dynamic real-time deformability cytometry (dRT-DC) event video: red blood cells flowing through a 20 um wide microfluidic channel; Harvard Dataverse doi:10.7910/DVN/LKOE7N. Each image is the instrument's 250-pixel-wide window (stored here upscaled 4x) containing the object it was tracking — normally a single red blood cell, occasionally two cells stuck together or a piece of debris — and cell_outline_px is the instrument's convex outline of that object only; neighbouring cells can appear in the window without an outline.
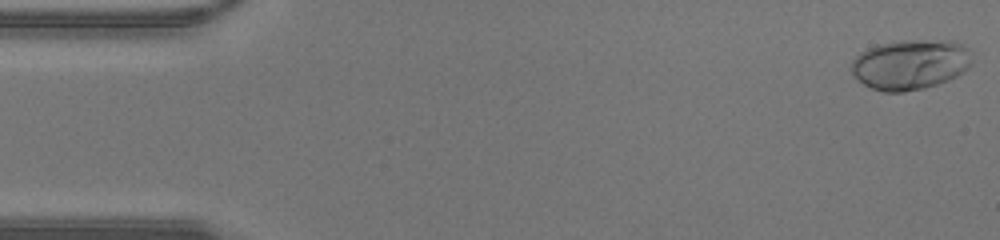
{"species": "human", "species_latin": "Homo sapiens", "temperature_condition": "warm", "stored_images_in_passage": 33, "camera_frame_rate_fps": 3000, "um_per_image_px": 0.085, "donor": {"sex": "male"}, "frame": {"image": 1, "passage_image": 1, "time_ms": 0.0, "image_size_px": [1000, 240], "cell_outline_px": [[972, 64], [968, 68], [956, 76], [948, 80], [924, 88], [904, 92], [884, 92], [872, 88], [864, 84], [848, 68], [852, 60], [860, 52], [868, 48], [880, 44], [904, 40], [952, 40], [964, 44], [972, 52]], "centroid_in_image_um": [77.4, 5.46], "position_along_channel_um": 7.6, "area_um2": 35.55}}
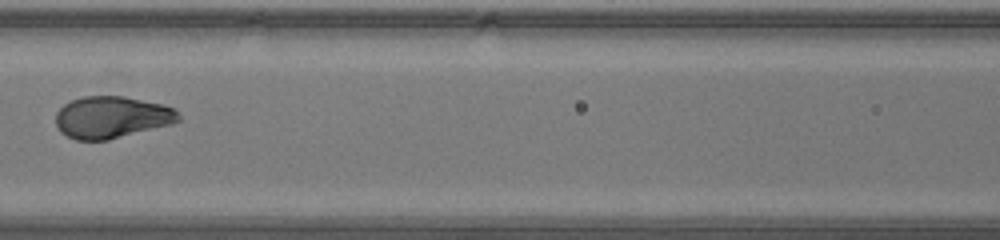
{"frame": {"image": 2, "passage_image": 19, "time_ms": 6.0, "image_size_px": [1000, 240], "cell_outline_px": [[180, 120], [172, 124], [108, 140], [76, 140], [60, 132], [56, 124], [56, 112], [64, 104], [72, 100], [84, 96], [124, 96], [164, 104], [172, 108], [180, 116]], "centroid_in_image_um": [9.49, 9.96], "position_along_channel_um": 157.1, "area_um2": 30.0}}
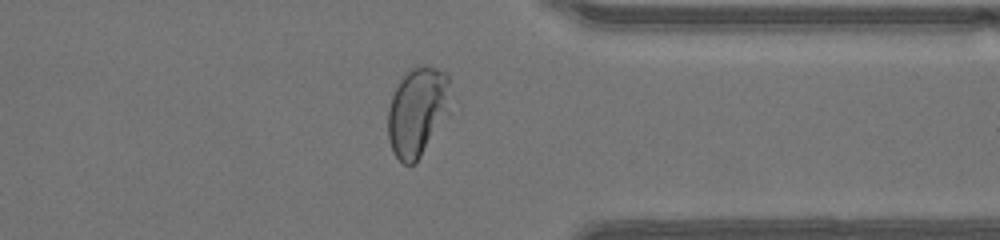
{"frame": {"image": 3, "passage_image": 33, "time_ms": 10.667, "image_size_px": [1000, 240], "cell_outline_px": [[448, 116], [416, 164], [404, 164], [392, 152], [388, 140], [388, 108], [392, 96], [400, 80], [408, 68], [416, 64], [428, 64], [448, 72]], "centroid_in_image_um": [35.47, 9.46], "position_along_channel_um": 375.9, "area_um2": 33.0}}